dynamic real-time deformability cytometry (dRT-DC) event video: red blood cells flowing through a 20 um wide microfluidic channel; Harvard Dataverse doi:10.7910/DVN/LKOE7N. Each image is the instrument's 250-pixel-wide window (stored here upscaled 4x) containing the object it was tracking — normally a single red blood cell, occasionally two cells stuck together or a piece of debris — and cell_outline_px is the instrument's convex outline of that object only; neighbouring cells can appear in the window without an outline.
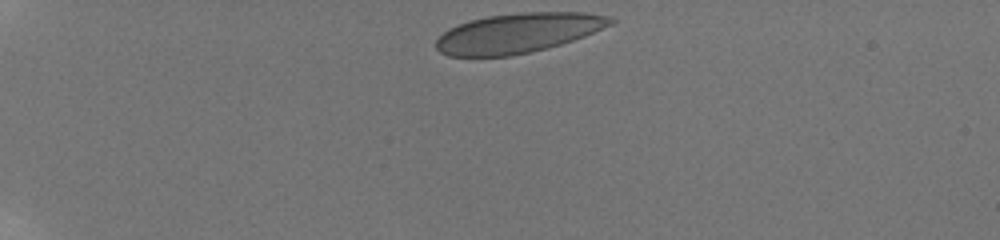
{"species": "human", "species_latin": "Homo sapiens", "temperature_condition": "room temperature", "stored_images_in_passage": 40, "camera_frame_rate_fps": 3000, "um_per_image_px": 0.085, "donor": {"sex": "male"}, "frame": {"image": 1, "passage_image": 1, "time_ms": 0.0, "image_size_px": [1000, 240], "cell_outline_px": [[616, 20], [612, 24], [584, 36], [560, 44], [528, 52], [508, 56], [448, 56], [440, 52], [436, 48], [436, 40], [448, 28], [472, 20], [488, 16], [520, 12], [584, 12], [612, 16]], "centroid_in_image_um": [44.05, 2.79], "position_along_channel_um": 41.0, "area_um2": 40.06}}
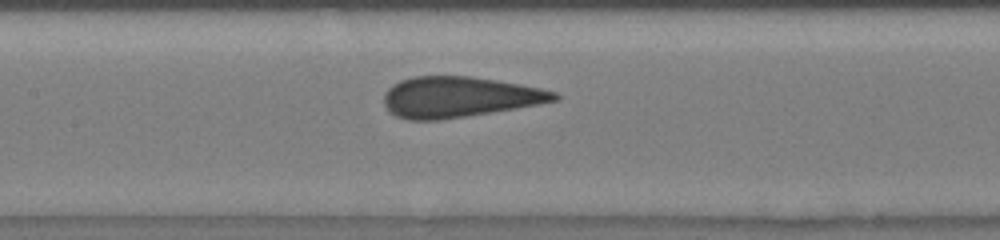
{"frame": {"image": 2, "passage_image": 17, "time_ms": 5.333, "image_size_px": [1000, 240], "cell_outline_px": [[560, 100], [540, 104], [492, 112], [440, 120], [408, 120], [396, 116], [388, 112], [384, 104], [384, 92], [392, 84], [400, 80], [416, 76], [468, 76], [496, 80], [520, 84], [540, 88], [556, 92], [560, 96]], "centroid_in_image_um": [39.01, 8.25], "position_along_channel_um": 168.4, "area_um2": 40.52}}
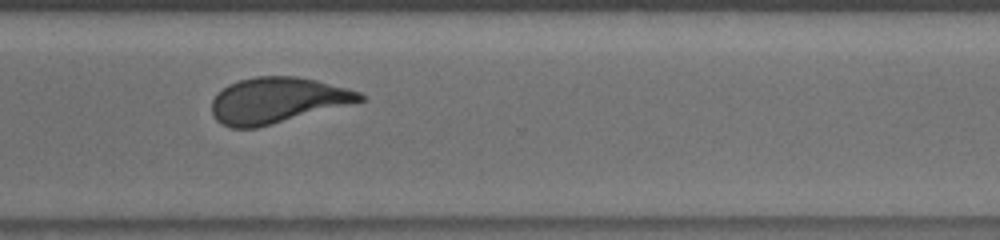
{"frame": {"image": 3, "passage_image": 30, "time_ms": 10.0, "image_size_px": [1000, 240], "cell_outline_px": [[364, 100], [272, 124], [256, 128], [228, 128], [216, 120], [212, 112], [212, 100], [216, 92], [228, 84], [240, 80], [256, 76], [296, 76], [316, 80], [360, 92], [364, 96]], "centroid_in_image_um": [23.49, 8.52], "position_along_channel_um": 347.1, "area_um2": 39.19}, "authors_computed_cell_mechanics": {"area_um2": 40.2577, "velocity_mm_per_s": 3.8467, "shape_relaxation_time_tau1_ms": 9.6117, "shape_relaxation_time_tau2_ms": null, "deformation_change_tau1": 0.2245, "deformation_change_tau2": null}}